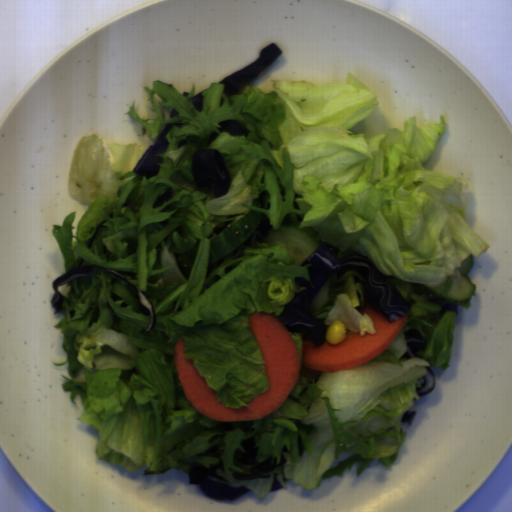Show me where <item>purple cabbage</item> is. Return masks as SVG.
<instances>
[{"label":"purple cabbage","mask_w":512,"mask_h":512,"mask_svg":"<svg viewBox=\"0 0 512 512\" xmlns=\"http://www.w3.org/2000/svg\"><path fill=\"white\" fill-rule=\"evenodd\" d=\"M174 195H175V193H174L173 189L168 188L167 190H165L164 192H162L161 194L158 195V197L156 198V200L153 203V209L159 208L165 202L170 201L171 199L174 198Z\"/></svg>","instance_id":"7bc51332"},{"label":"purple cabbage","mask_w":512,"mask_h":512,"mask_svg":"<svg viewBox=\"0 0 512 512\" xmlns=\"http://www.w3.org/2000/svg\"><path fill=\"white\" fill-rule=\"evenodd\" d=\"M256 444L257 441L255 438L250 437L242 439L240 442V446L245 450V452H243L241 448H235L233 452L234 464L242 469V471L234 472L232 474L233 479L242 481L267 478L270 477V472L284 466L286 462L284 454H290V450L285 445L281 449L279 462L276 457L269 458L263 462H257L256 456L258 447H256Z\"/></svg>","instance_id":"39781b68"},{"label":"purple cabbage","mask_w":512,"mask_h":512,"mask_svg":"<svg viewBox=\"0 0 512 512\" xmlns=\"http://www.w3.org/2000/svg\"><path fill=\"white\" fill-rule=\"evenodd\" d=\"M192 176L196 187H210L212 197L227 195L231 178L227 161L219 150L201 149L191 157Z\"/></svg>","instance_id":"ea28d5fd"},{"label":"purple cabbage","mask_w":512,"mask_h":512,"mask_svg":"<svg viewBox=\"0 0 512 512\" xmlns=\"http://www.w3.org/2000/svg\"><path fill=\"white\" fill-rule=\"evenodd\" d=\"M224 472L222 462L203 466H190L187 478L191 485H198L201 491L214 501H237L250 492L247 487L229 483L225 477L218 473Z\"/></svg>","instance_id":"f65ffa83"},{"label":"purple cabbage","mask_w":512,"mask_h":512,"mask_svg":"<svg viewBox=\"0 0 512 512\" xmlns=\"http://www.w3.org/2000/svg\"><path fill=\"white\" fill-rule=\"evenodd\" d=\"M104 269H106V268H104ZM106 270L112 272L117 277L125 280L132 288H135L136 295H137L140 305L147 308L150 312V320H149L148 327L145 329V332L151 331L152 329H154V327L156 325V314H155L153 303L150 301V299L145 295V293L141 289H139L131 281H129L127 278H125L124 276H122L121 274L116 272L115 270H113V269H106Z\"/></svg>","instance_id":"38c2f254"},{"label":"purple cabbage","mask_w":512,"mask_h":512,"mask_svg":"<svg viewBox=\"0 0 512 512\" xmlns=\"http://www.w3.org/2000/svg\"><path fill=\"white\" fill-rule=\"evenodd\" d=\"M99 266H87V267H80L76 269H72L68 273L59 276L56 278L52 283V288L54 289L55 293L53 298L50 300L52 307L55 308L56 312L60 311L63 308V297L61 293L59 292L58 288L66 284L70 281H72L75 278H81L84 276H87L88 274L94 272Z\"/></svg>","instance_id":"06f8d472"},{"label":"purple cabbage","mask_w":512,"mask_h":512,"mask_svg":"<svg viewBox=\"0 0 512 512\" xmlns=\"http://www.w3.org/2000/svg\"><path fill=\"white\" fill-rule=\"evenodd\" d=\"M403 336L406 339V352L402 354V357L420 359L418 353L427 351V342L424 335L418 330L410 328L403 332Z\"/></svg>","instance_id":"9cd0cae8"},{"label":"purple cabbage","mask_w":512,"mask_h":512,"mask_svg":"<svg viewBox=\"0 0 512 512\" xmlns=\"http://www.w3.org/2000/svg\"><path fill=\"white\" fill-rule=\"evenodd\" d=\"M182 125L183 124L179 121L177 123L167 124L166 126H164L154 139V143H151L145 149V151L135 164L133 172H136L149 180L154 178L160 171V164H162L163 161V159L159 157L157 154L167 152L170 145V142L167 138L169 131L173 127L181 128Z\"/></svg>","instance_id":"8b30caba"},{"label":"purple cabbage","mask_w":512,"mask_h":512,"mask_svg":"<svg viewBox=\"0 0 512 512\" xmlns=\"http://www.w3.org/2000/svg\"><path fill=\"white\" fill-rule=\"evenodd\" d=\"M179 112L175 109V108H171L170 109V113H169V117H176V116H179Z\"/></svg>","instance_id":"c1dc5f6f"},{"label":"purple cabbage","mask_w":512,"mask_h":512,"mask_svg":"<svg viewBox=\"0 0 512 512\" xmlns=\"http://www.w3.org/2000/svg\"><path fill=\"white\" fill-rule=\"evenodd\" d=\"M218 137L217 132L211 131L209 138L207 140V147L213 143V141Z\"/></svg>","instance_id":"4a5ac53e"},{"label":"purple cabbage","mask_w":512,"mask_h":512,"mask_svg":"<svg viewBox=\"0 0 512 512\" xmlns=\"http://www.w3.org/2000/svg\"><path fill=\"white\" fill-rule=\"evenodd\" d=\"M203 101H204V94L202 92L193 96L191 103L196 111H198V112L202 111Z\"/></svg>","instance_id":"61c92939"},{"label":"purple cabbage","mask_w":512,"mask_h":512,"mask_svg":"<svg viewBox=\"0 0 512 512\" xmlns=\"http://www.w3.org/2000/svg\"><path fill=\"white\" fill-rule=\"evenodd\" d=\"M416 414H417L416 411L407 410L403 414V416H402V418L400 420V424H404V425H408V426H413Z\"/></svg>","instance_id":"7f2bcce9"},{"label":"purple cabbage","mask_w":512,"mask_h":512,"mask_svg":"<svg viewBox=\"0 0 512 512\" xmlns=\"http://www.w3.org/2000/svg\"><path fill=\"white\" fill-rule=\"evenodd\" d=\"M283 484L278 480V473L273 474V482L269 492H275L283 488Z\"/></svg>","instance_id":"be4709a2"},{"label":"purple cabbage","mask_w":512,"mask_h":512,"mask_svg":"<svg viewBox=\"0 0 512 512\" xmlns=\"http://www.w3.org/2000/svg\"><path fill=\"white\" fill-rule=\"evenodd\" d=\"M439 304L441 305V309L437 314L445 315V313H456L459 314L458 304H452L440 298Z\"/></svg>","instance_id":"ad9c8063"},{"label":"purple cabbage","mask_w":512,"mask_h":512,"mask_svg":"<svg viewBox=\"0 0 512 512\" xmlns=\"http://www.w3.org/2000/svg\"><path fill=\"white\" fill-rule=\"evenodd\" d=\"M105 222H106V221H102V222H101V223L96 227V229L94 230V232H93L92 236L90 237V239H89V241H88V243H87V245H86V247H87L88 249L92 247V245H93V243H94V241H95V239H96V237H97L98 233L100 232V230H101V228H102V226H103V224H104Z\"/></svg>","instance_id":"c7479f85"},{"label":"purple cabbage","mask_w":512,"mask_h":512,"mask_svg":"<svg viewBox=\"0 0 512 512\" xmlns=\"http://www.w3.org/2000/svg\"><path fill=\"white\" fill-rule=\"evenodd\" d=\"M219 127H216L219 133H228L235 138L244 137L248 138L249 133H252L247 127L246 123L238 122L232 119L222 120L217 122Z\"/></svg>","instance_id":"4d1481cc"},{"label":"purple cabbage","mask_w":512,"mask_h":512,"mask_svg":"<svg viewBox=\"0 0 512 512\" xmlns=\"http://www.w3.org/2000/svg\"><path fill=\"white\" fill-rule=\"evenodd\" d=\"M281 54V50L275 44H270L264 47L255 61L243 69L236 70L220 81V84L224 85L223 93L225 96L228 98L238 94L276 60H278Z\"/></svg>","instance_id":"9ea6ddef"},{"label":"purple cabbage","mask_w":512,"mask_h":512,"mask_svg":"<svg viewBox=\"0 0 512 512\" xmlns=\"http://www.w3.org/2000/svg\"><path fill=\"white\" fill-rule=\"evenodd\" d=\"M427 374L423 375L424 383H421V388H415V392L423 397L434 391L436 387V377L434 371L428 366L426 367Z\"/></svg>","instance_id":"45c4457a"},{"label":"purple cabbage","mask_w":512,"mask_h":512,"mask_svg":"<svg viewBox=\"0 0 512 512\" xmlns=\"http://www.w3.org/2000/svg\"><path fill=\"white\" fill-rule=\"evenodd\" d=\"M339 248L332 244H321L303 261L299 268L309 270V282L296 277L294 283L303 287L294 292V297L277 316L289 333L303 336L305 342L319 346L326 340L328 329L324 324L307 314V309L324 285L336 275L339 279L346 273L359 274L364 282L361 286L369 307L379 312L389 323L401 320L411 307L394 285L380 274L369 257L352 254L338 258Z\"/></svg>","instance_id":"c1f60e8f"}]
</instances>
